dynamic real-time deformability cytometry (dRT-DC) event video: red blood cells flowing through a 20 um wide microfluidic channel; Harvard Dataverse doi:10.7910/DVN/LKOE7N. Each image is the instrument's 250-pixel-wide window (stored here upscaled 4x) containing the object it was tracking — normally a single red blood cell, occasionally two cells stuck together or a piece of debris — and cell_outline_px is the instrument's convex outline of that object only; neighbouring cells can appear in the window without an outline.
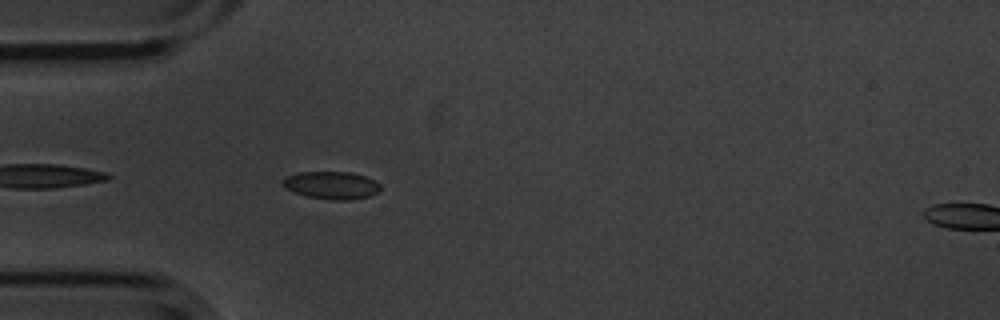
{"species": "common noctule bat (a hibernating species)", "species_latin": "Nyctalus noctula", "temperature_condition": "cold", "stored_images_in_passage": 17, "camera_frame_rate_fps": 3000, "um_per_image_px": 0.085, "animal": {"sex": "male", "body_mass_g": 20.1, "forearm_length_mm": 53.5}, "frame": {"image": 1, "passage_image": 3, "time_ms": 0.667, "image_size_px": [1000, 320], "cell_outline_px": [[380, 192], [372, 196], [352, 200], [332, 200], [308, 196], [284, 188], [280, 184], [280, 180], [284, 176], [300, 172], [352, 172], [364, 176], [380, 184]], "centroid_in_image_um": [28.16, 15.75], "position_along_channel_um": 56.8, "area_um2": 15.95}}
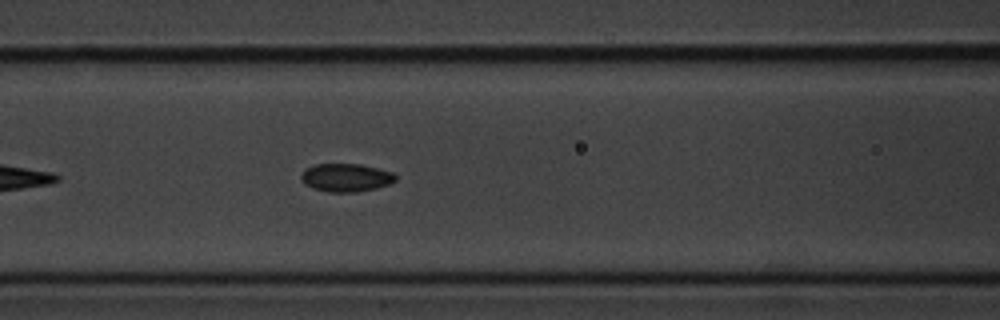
{"frame": {"image": 2, "passage_image": 10, "time_ms": 3.0, "image_size_px": [1000, 320], "cell_outline_px": [[396, 180], [388, 184], [376, 188], [356, 192], [328, 192], [312, 188], [304, 184], [300, 176], [308, 168], [316, 164], [360, 164], [392, 172], [396, 176]], "centroid_in_image_um": [29.4, 15.1], "position_along_channel_um": 137.2, "area_um2": 15.32}}